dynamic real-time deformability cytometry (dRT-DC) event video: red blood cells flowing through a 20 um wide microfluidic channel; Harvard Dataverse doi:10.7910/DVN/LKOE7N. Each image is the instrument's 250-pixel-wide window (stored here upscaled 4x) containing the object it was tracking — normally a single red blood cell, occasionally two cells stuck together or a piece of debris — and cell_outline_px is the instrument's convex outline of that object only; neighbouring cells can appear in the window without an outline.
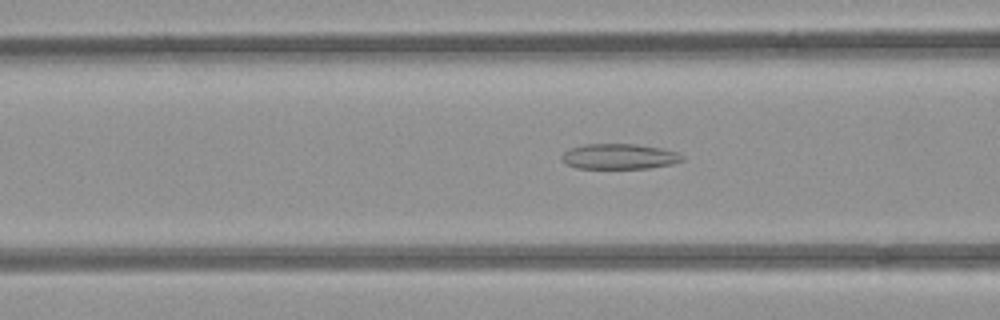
{"species": "common noctule bat (a hibernating species)", "species_latin": "Nyctalus noctula", "temperature_condition": "room temperature", "stored_images_in_passage": 48, "camera_frame_rate_fps": 3000, "um_per_image_px": 0.085, "animal": {"sex": "female", "body_mass_g": 21.9}, "frame": {"image": 1, "passage_image": 16, "time_ms": 5.0, "image_size_px": [1000, 320], "cell_outline_px": [[684, 160], [672, 164], [648, 168], [576, 168], [560, 160], [560, 156], [568, 148], [584, 144], [636, 144], [660, 148], [676, 152], [684, 156]], "centroid_in_image_um": [52.6, 13.29], "position_along_channel_um": 114.0, "area_um2": 17.86}}
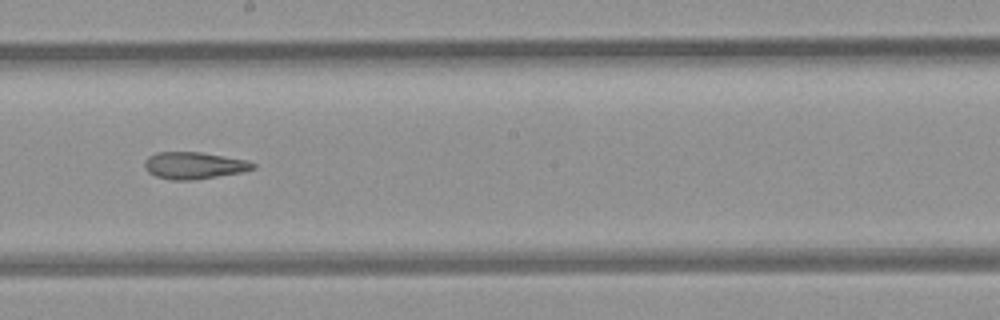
{"frame": {"image": 2, "passage_image": 25, "time_ms": 8.0, "image_size_px": [1000, 320], "cell_outline_px": [[256, 168], [244, 172], [192, 180], [172, 180], [156, 176], [148, 172], [144, 168], [144, 160], [148, 156], [156, 152], [200, 152], [248, 160], [256, 164]], "centroid_in_image_um": [16.5, 14.06], "position_along_channel_um": 231.7, "area_um2": 17.17}}
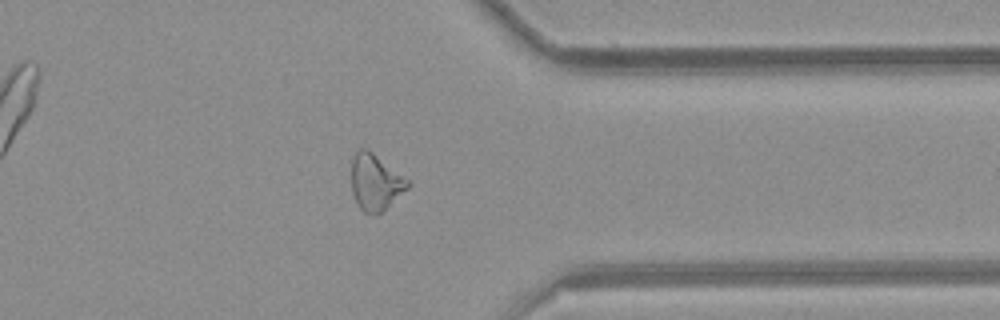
{"frame": {"image": 3, "passage_image": 37, "time_ms": 12.0, "image_size_px": [1000, 320], "cell_outline_px": [[412, 184], [408, 188], [376, 216], [364, 212], [360, 208], [352, 192], [352, 160], [356, 152], [360, 148], [368, 148], [408, 180]], "centroid_in_image_um": [31.9, 15.48], "position_along_channel_um": 379.5, "area_um2": 18.21}, "authors_computed_cell_mechanics": {"area_um2": 18.785, "velocity_mm_per_s": 3.9214, "shape_relaxation_time_tau1_ms": null, "shape_relaxation_time_tau2_ms": 4.8563, "deformation_change_tau1": null, "deformation_change_tau2": 0.1484}}